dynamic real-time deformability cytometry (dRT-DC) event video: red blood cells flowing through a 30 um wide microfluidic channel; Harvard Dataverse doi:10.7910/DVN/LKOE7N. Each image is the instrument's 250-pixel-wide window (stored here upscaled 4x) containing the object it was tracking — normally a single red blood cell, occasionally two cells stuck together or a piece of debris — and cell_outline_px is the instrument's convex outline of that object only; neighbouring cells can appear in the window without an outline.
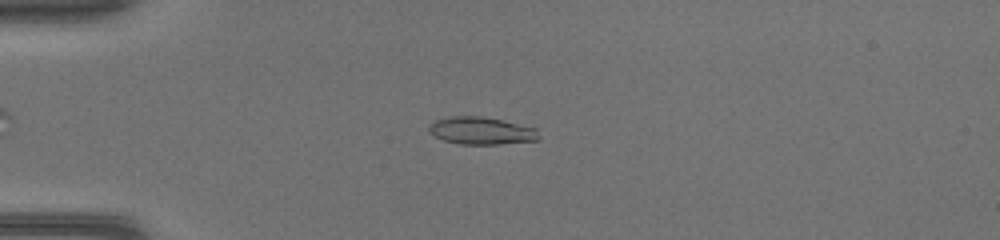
{"species": "common noctule bat (a hibernating species)", "species_latin": "Nyctalus noctula", "temperature_condition": "warm", "stored_images_in_passage": 44, "camera_frame_rate_fps": 3000, "um_per_image_px": 0.085, "animal": {"sex": "female", "body_mass_g": 17.0, "forearm_length_mm": 48.0}, "frame": {"image": 1, "passage_image": 12, "time_ms": 3.667, "image_size_px": [1000, 240], "cell_outline_px": [[540, 136], [536, 140], [496, 144], [460, 144], [444, 140], [436, 136], [428, 128], [436, 120], [452, 116], [480, 116], [500, 120], [536, 128]], "centroid_in_image_um": [40.93, 11.11], "position_along_channel_um": 44.1, "area_um2": 17.11}}
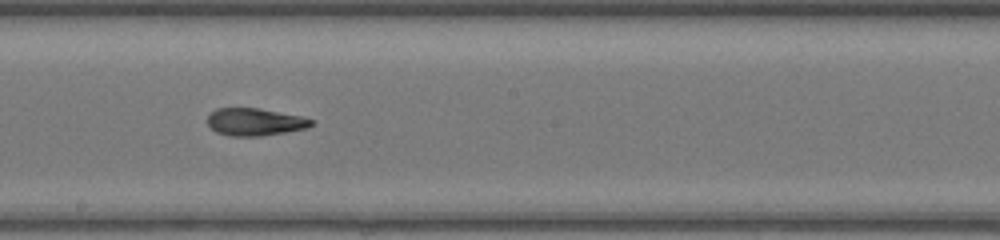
{"frame": {"image": 2, "passage_image": 26, "time_ms": 8.333, "image_size_px": [1000, 240], "cell_outline_px": [[312, 124], [308, 128], [260, 136], [232, 136], [216, 132], [208, 124], [208, 116], [216, 108], [256, 108], [300, 116], [312, 120]], "centroid_in_image_um": [21.64, 10.37], "position_along_channel_um": 226.6, "area_um2": 16.3}}
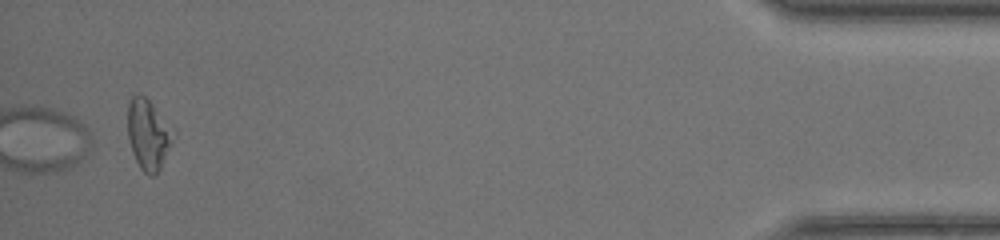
{"frame": {"image": 3, "passage_image": 44, "time_ms": 14.333, "image_size_px": [1000, 240], "cell_outline_px": [[168, 144], [160, 168], [152, 176], [148, 176], [140, 168], [132, 152], [128, 136], [128, 104], [132, 96], [144, 96], [152, 104], [168, 140]], "centroid_in_image_um": [12.42, 11.49], "position_along_channel_um": 422.8, "area_um2": 16.3}}